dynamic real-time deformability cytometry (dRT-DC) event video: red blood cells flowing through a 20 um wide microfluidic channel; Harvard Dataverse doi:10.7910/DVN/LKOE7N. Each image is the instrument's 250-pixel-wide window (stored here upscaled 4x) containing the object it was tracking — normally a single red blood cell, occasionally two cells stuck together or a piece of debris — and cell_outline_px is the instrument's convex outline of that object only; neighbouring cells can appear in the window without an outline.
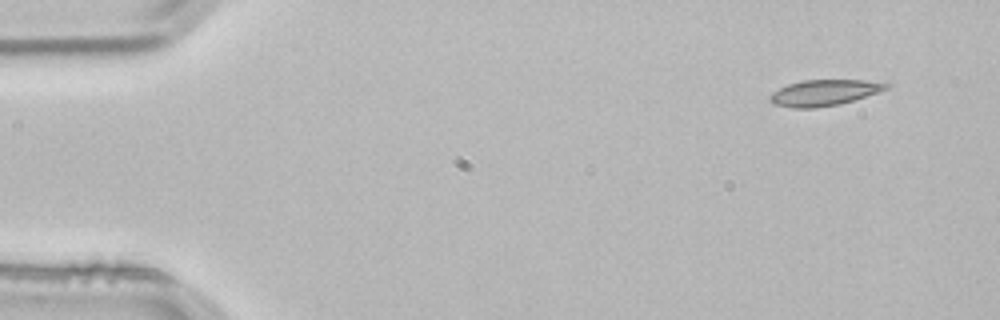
{"species": "common noctule bat (a hibernating species)", "species_latin": "Nyctalus noctula", "temperature_condition": "room temperature", "stored_images_in_passage": 3, "camera_frame_rate_fps": 3000, "um_per_image_px": 0.085, "animal": {"sex": "male", "body_mass_g": 21.5, "forearm_length_mm": 52.0}, "frame": {"image": 1, "passage_image": 1, "time_ms": 0.0, "image_size_px": [1000, 320], "cell_outline_px": [[892, 84], [888, 88], [880, 92], [840, 104], [816, 108], [792, 108], [772, 104], [768, 100], [768, 96], [772, 92], [788, 84], [804, 80], [864, 80]], "centroid_in_image_um": [70.03, 7.89], "position_along_channel_um": 15.0, "area_um2": 17.74}}
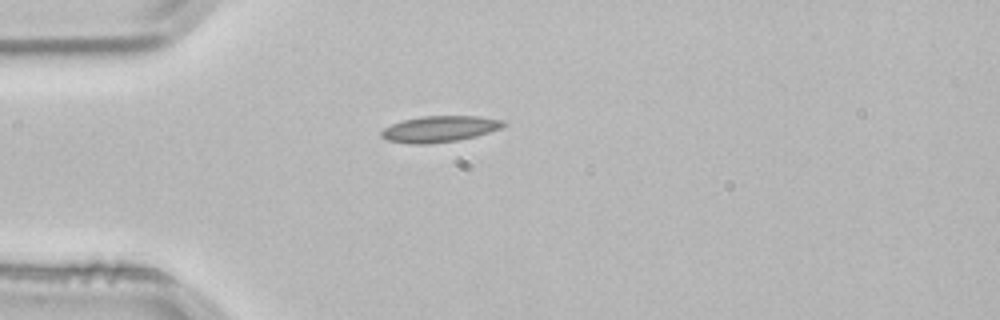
{"frame": {"image": 2, "passage_image": 3, "time_ms": 0.667, "image_size_px": [1000, 320], "cell_outline_px": [[508, 124], [500, 128], [476, 136], [456, 140], [428, 144], [408, 144], [388, 140], [380, 136], [380, 132], [384, 128], [392, 124], [404, 120], [420, 116], [480, 116], [504, 120]], "centroid_in_image_um": [37.37, 10.96], "position_along_channel_um": 47.6, "area_um2": 18.61}}